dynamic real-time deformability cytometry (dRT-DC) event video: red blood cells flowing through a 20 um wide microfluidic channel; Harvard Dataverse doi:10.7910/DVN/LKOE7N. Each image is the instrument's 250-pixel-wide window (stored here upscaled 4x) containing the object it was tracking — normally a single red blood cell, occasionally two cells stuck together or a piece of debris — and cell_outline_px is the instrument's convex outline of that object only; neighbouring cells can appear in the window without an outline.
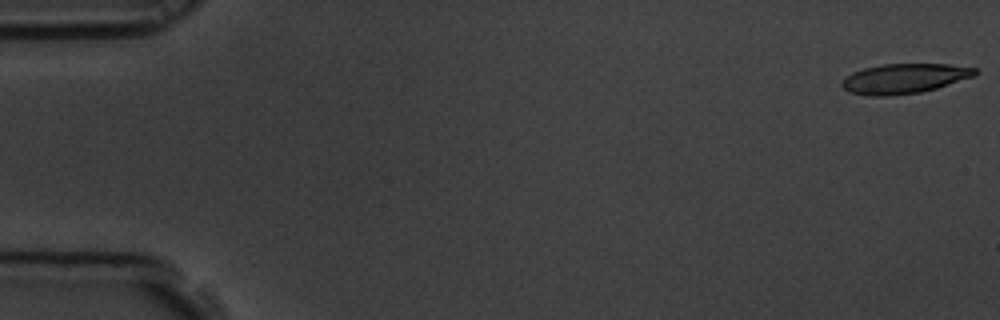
{"species": "common noctule bat (a hibernating species)", "species_latin": "Nyctalus noctula", "temperature_condition": "room temperature", "stored_images_in_passage": 59, "camera_frame_rate_fps": 3000, "um_per_image_px": 0.085, "animal": {"sex": "male", "body_mass_g": 19.5, "forearm_length_mm": 54.6}, "frame": {"image": 1, "passage_image": 1, "time_ms": 0.0, "image_size_px": [1000, 320], "cell_outline_px": [[980, 72], [976, 76], [936, 88], [920, 92], [888, 96], [868, 96], [848, 92], [840, 84], [852, 72], [864, 68], [884, 64], [948, 64], [976, 68]], "centroid_in_image_um": [76.89, 6.68], "position_along_channel_um": 8.1, "area_um2": 23.18}}
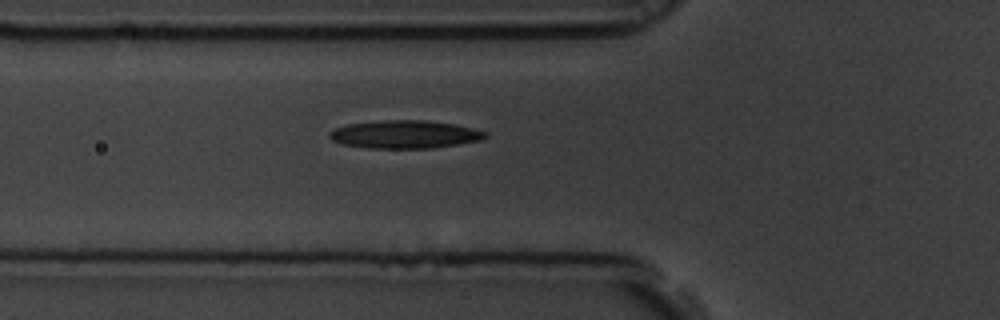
{"frame": {"image": 2, "passage_image": 21, "time_ms": 6.667, "image_size_px": [1000, 320], "cell_outline_px": [[488, 136], [480, 140], [432, 148], [368, 148], [340, 144], [332, 140], [328, 136], [328, 132], [336, 128], [348, 124], [388, 120], [424, 120], [452, 124], [472, 128], [488, 132]], "centroid_in_image_um": [34.38, 11.43], "position_along_channel_um": 91.4, "area_um2": 25.26}}
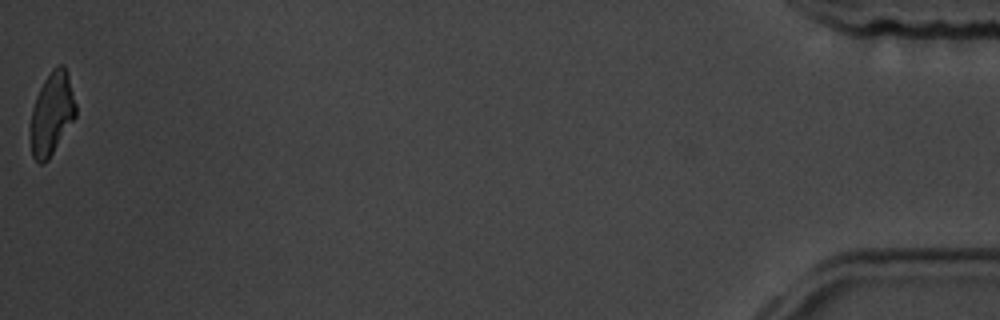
{"frame": {"image": 3, "passage_image": 59, "time_ms": 19.333, "image_size_px": [1000, 320], "cell_outline_px": [[76, 116], [48, 160], [44, 164], [40, 164], [32, 156], [32, 108], [36, 96], [44, 80], [52, 68], [56, 64], [64, 64], [68, 76], [76, 104]], "centroid_in_image_um": [4.42, 9.63], "position_along_channel_um": 430.8, "area_um2": 21.44}, "authors_computed_cell_mechanics": {"area_um2": 24.2182, "velocity_mm_per_s": 3.4523, "shape_relaxation_time_tau1_ms": 8.9427, "shape_relaxation_time_tau2_ms": 11.0612, "deformation_change_tau1": 0.1926, "deformation_change_tau2": 0.2519}}